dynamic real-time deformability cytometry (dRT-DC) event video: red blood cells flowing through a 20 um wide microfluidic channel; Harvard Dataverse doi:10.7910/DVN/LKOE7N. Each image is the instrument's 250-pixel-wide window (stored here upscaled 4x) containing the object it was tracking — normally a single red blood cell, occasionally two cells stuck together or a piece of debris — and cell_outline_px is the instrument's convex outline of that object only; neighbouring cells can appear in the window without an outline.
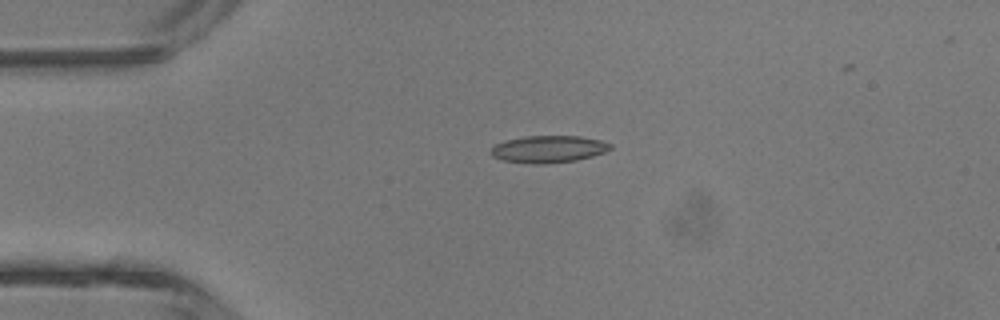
{"species": "common noctule bat (a hibernating species)", "species_latin": "Nyctalus noctula", "temperature_condition": "room temperature", "stored_images_in_passage": 6, "camera_frame_rate_fps": 3000, "um_per_image_px": 0.085, "animal": {"sex": "male", "body_mass_g": 13.3}, "frame": {"image": 1, "passage_image": 3, "time_ms": 3.0, "image_size_px": [1000, 320], "cell_outline_px": [[612, 148], [604, 152], [592, 156], [576, 160], [544, 164], [532, 164], [504, 160], [492, 156], [488, 152], [496, 144], [508, 140], [524, 136], [580, 136], [600, 140], [612, 144]], "centroid_in_image_um": [46.62, 12.67], "position_along_channel_um": 38.4, "area_um2": 18.79}}
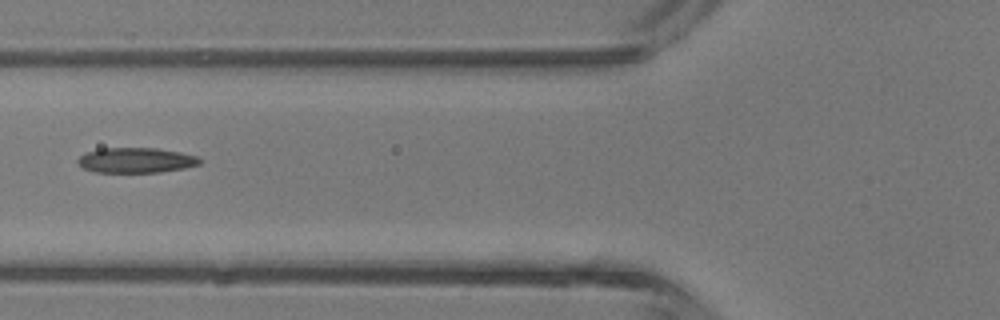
{"frame": {"image": 2, "passage_image": 5, "time_ms": 5.333, "image_size_px": [1000, 320], "cell_outline_px": [[200, 164], [184, 168], [160, 172], [92, 172], [76, 164], [76, 160], [80, 156], [88, 152], [100, 148], [156, 148], [180, 152], [200, 156]], "centroid_in_image_um": [11.55, 13.62], "position_along_channel_um": 114.3, "area_um2": 17.98}}
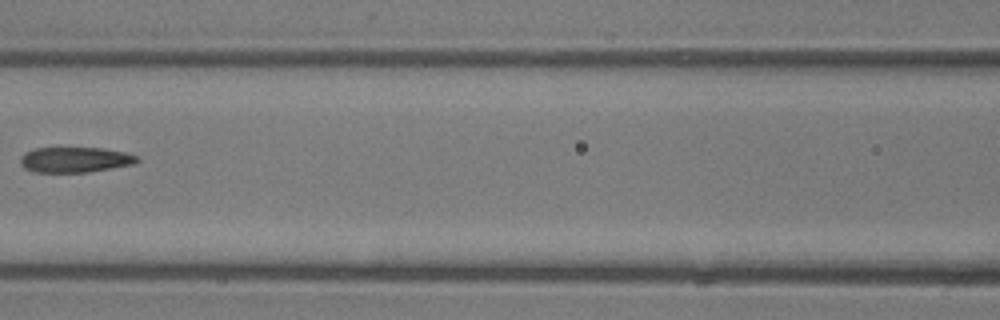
{"frame": {"image": 3, "passage_image": 6, "time_ms": 6.333, "image_size_px": [1000, 320], "cell_outline_px": [[140, 160], [136, 164], [88, 172], [32, 172], [24, 168], [20, 164], [20, 156], [24, 152], [36, 148], [104, 148], [124, 152], [136, 156]], "centroid_in_image_um": [6.36, 13.58], "position_along_channel_um": 160.2, "area_um2": 17.4}}